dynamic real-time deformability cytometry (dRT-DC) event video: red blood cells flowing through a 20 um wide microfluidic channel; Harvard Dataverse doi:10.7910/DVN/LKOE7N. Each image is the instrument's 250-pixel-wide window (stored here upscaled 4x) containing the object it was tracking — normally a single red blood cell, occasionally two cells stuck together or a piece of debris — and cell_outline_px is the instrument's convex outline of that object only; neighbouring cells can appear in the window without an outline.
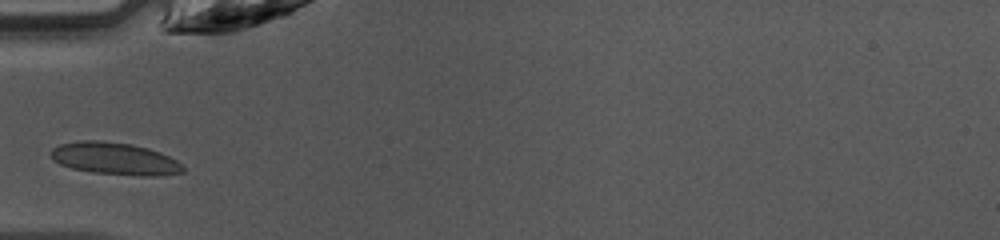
{"species": "common noctule bat (a hibernating species)", "species_latin": "Nyctalus noctula", "temperature_condition": "warm", "stored_images_in_passage": 30, "camera_frame_rate_fps": 3000, "um_per_image_px": 0.085, "animal": {"sex": "female", "body_mass_g": 10.0, "forearm_length_mm": 53.1}, "frame": {"image": 1, "passage_image": 1, "time_ms": 0.0, "image_size_px": [1000, 240], "cell_outline_px": [[184, 172], [156, 176], [140, 176], [92, 172], [72, 168], [60, 164], [52, 160], [52, 148], [60, 144], [80, 140], [100, 140], [132, 144], [148, 148], [160, 152], [176, 160], [184, 168]], "centroid_in_image_um": [9.75, 13.48], "position_along_channel_um": 75.2, "area_um2": 24.8}}
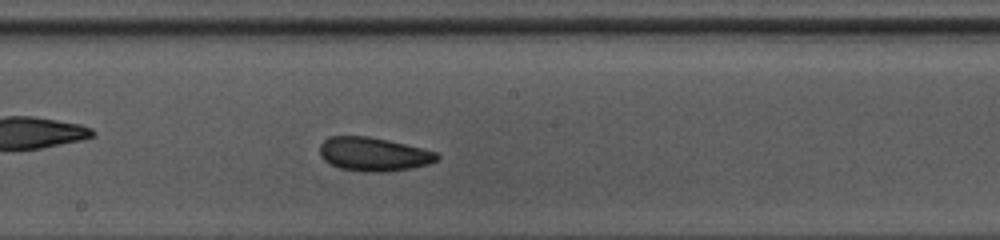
{"frame": {"image": 2, "passage_image": 11, "time_ms": 3.333, "image_size_px": [1000, 240], "cell_outline_px": [[440, 156], [436, 160], [428, 164], [412, 168], [384, 172], [364, 172], [340, 168], [324, 160], [320, 156], [320, 144], [328, 136], [368, 136], [388, 140], [436, 152]], "centroid_in_image_um": [31.72, 13.11], "position_along_channel_um": 216.5, "area_um2": 22.95}}
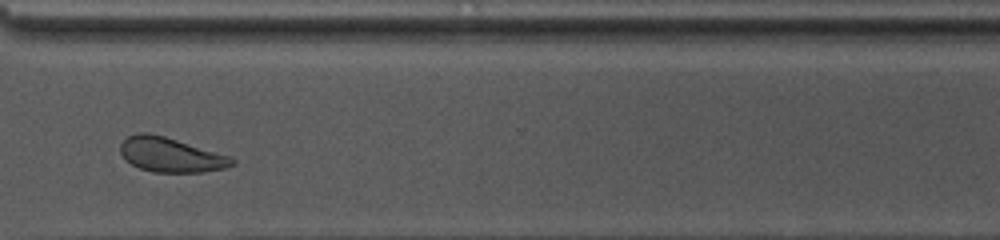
{"frame": {"image": 3, "passage_image": 21, "time_ms": 6.667, "image_size_px": [1000, 240], "cell_outline_px": [[236, 164], [224, 168], [204, 172], [152, 172], [140, 168], [132, 164], [120, 152], [120, 144], [128, 136], [136, 132], [148, 132], [164, 136], [232, 156], [236, 160]], "centroid_in_image_um": [14.55, 13.15], "position_along_channel_um": 356.1, "area_um2": 22.54}, "authors_computed_cell_mechanics": {"area_um2": 22.9177, "velocity_mm_per_s": 4.1973, "shape_relaxation_time_tau1_ms": 7.0378, "shape_relaxation_time_tau2_ms": 1.6201, "deformation_change_tau1": 0.1103, "deformation_change_tau2": 0.0645}}